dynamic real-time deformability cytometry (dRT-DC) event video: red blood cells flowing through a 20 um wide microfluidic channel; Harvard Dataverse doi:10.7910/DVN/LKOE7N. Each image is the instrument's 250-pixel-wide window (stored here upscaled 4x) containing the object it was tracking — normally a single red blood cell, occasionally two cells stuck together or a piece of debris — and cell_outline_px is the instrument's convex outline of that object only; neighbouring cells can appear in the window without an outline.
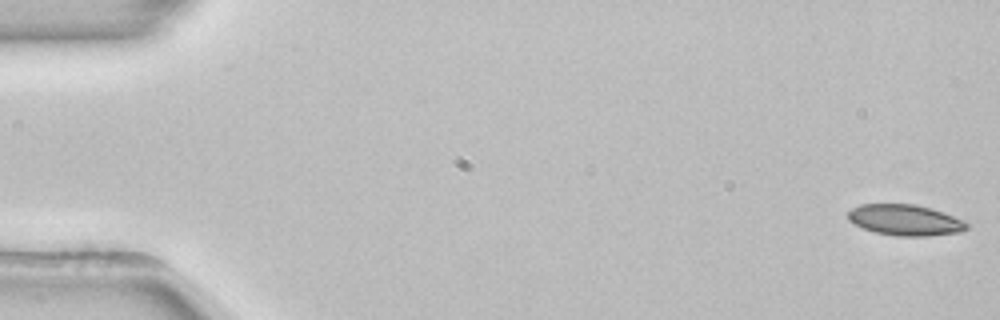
{"species": "common noctule bat (a hibernating species)", "species_latin": "Nyctalus noctula", "temperature_condition": "room temperature", "stored_images_in_passage": 54, "camera_frame_rate_fps": 3000, "um_per_image_px": 0.085, "animal": {"sex": "female", "body_mass_g": 22.7, "forearm_length_mm": 54.2}, "frame": {"image": 1, "passage_image": 1, "time_ms": 0.0, "image_size_px": [1000, 320], "cell_outline_px": [[968, 228], [960, 232], [928, 236], [896, 236], [876, 232], [852, 224], [848, 220], [848, 212], [852, 208], [860, 204], [916, 204], [932, 208], [964, 220], [968, 224]], "centroid_in_image_um": [76.93, 18.7], "position_along_channel_um": 8.1, "area_um2": 21.5}}
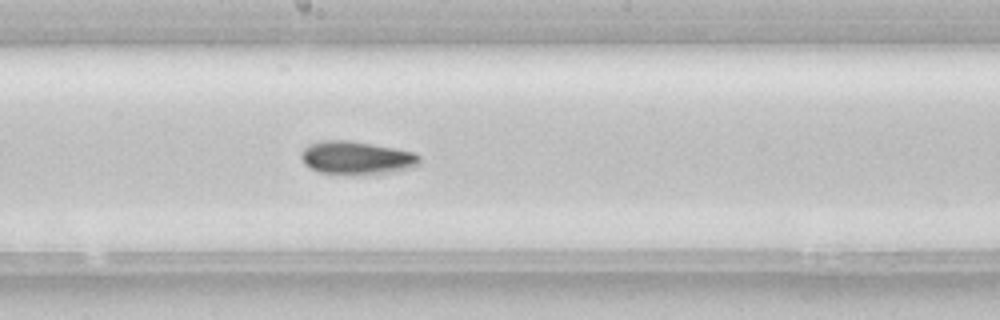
{"frame": {"image": 2, "passage_image": 29, "time_ms": 9.333, "image_size_px": [1000, 320], "cell_outline_px": [[420, 164], [412, 168], [388, 172], [352, 176], [320, 172], [308, 168], [304, 164], [300, 156], [300, 152], [304, 148], [320, 140], [348, 140], [396, 148], [412, 152], [420, 156]], "centroid_in_image_um": [30.28, 13.43], "position_along_channel_um": 217.9, "area_um2": 23.24}, "authors_computed_cell_mechanics": {"area_um2": 21.6172, "velocity_mm_per_s": 3.8541, "shape_relaxation_time_tau1_ms": 7.6697, "shape_relaxation_time_tau2_ms": null, "deformation_change_tau1": 0.1296, "deformation_change_tau2": null}}